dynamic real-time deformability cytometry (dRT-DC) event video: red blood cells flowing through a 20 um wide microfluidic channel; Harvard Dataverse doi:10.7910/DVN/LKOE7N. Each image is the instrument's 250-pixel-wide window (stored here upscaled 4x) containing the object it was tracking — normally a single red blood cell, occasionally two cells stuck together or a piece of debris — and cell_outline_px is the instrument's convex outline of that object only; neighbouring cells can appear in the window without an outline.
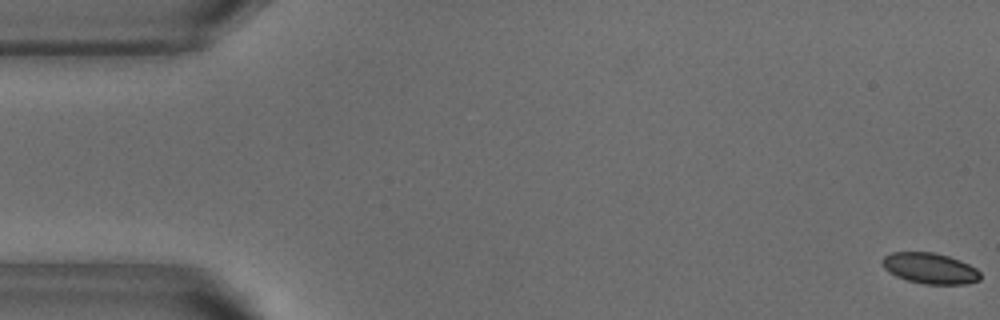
{"species": "common noctule bat (a hibernating species)", "species_latin": "Nyctalus noctula", "temperature_condition": "warm", "stored_images_in_passage": 53, "camera_frame_rate_fps": 3000, "um_per_image_px": 0.085, "animal": {"sex": "male", "body_mass_g": 18.8}, "frame": {"image": 1, "passage_image": 1, "time_ms": 0.0, "image_size_px": [1000, 320], "cell_outline_px": [[980, 280], [964, 284], [924, 284], [908, 280], [896, 276], [888, 272], [884, 268], [880, 260], [884, 256], [892, 252], [936, 252], [960, 260], [976, 268], [980, 272]], "centroid_in_image_um": [79.03, 22.8], "position_along_channel_um": 6.0, "area_um2": 17.69}}
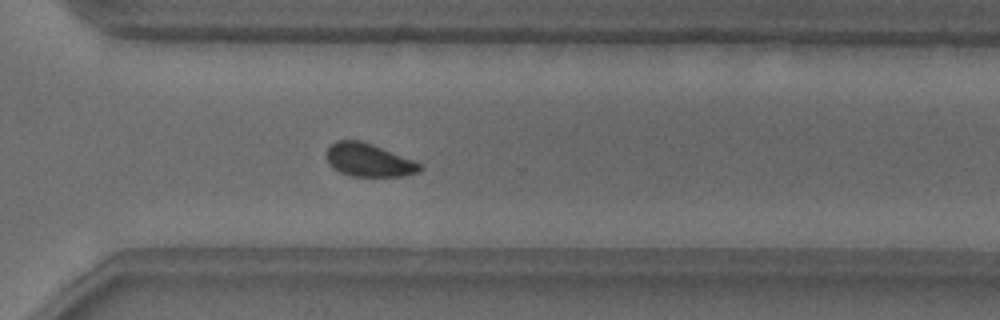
{"frame": {"image": 2, "passage_image": 38, "time_ms": 12.333, "image_size_px": [1000, 320], "cell_outline_px": [[424, 168], [420, 172], [400, 176], [352, 176], [340, 172], [328, 164], [324, 152], [336, 140], [360, 140], [372, 144], [424, 164]], "centroid_in_image_um": [31.35, 13.61], "position_along_channel_um": 339.3, "area_um2": 18.21}}
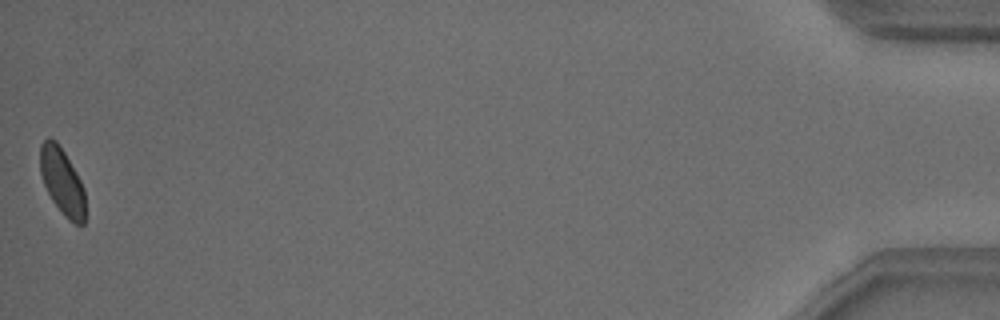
{"frame": {"image": 3, "passage_image": 53, "time_ms": 17.333, "image_size_px": [1000, 320], "cell_outline_px": [[84, 224], [76, 224], [68, 220], [64, 216], [52, 200], [44, 184], [40, 172], [40, 144], [48, 136], [56, 140], [64, 152], [76, 172], [84, 188]], "centroid_in_image_um": [5.26, 15.4], "position_along_channel_um": 429.9, "area_um2": 17.4}, "authors_computed_cell_mechanics": {"area_um2": 18.4382, "velocity_mm_per_s": 3.8116, "shape_relaxation_time_tau1_ms": 4.7553, "shape_relaxation_time_tau2_ms": 3.2003, "deformation_change_tau1": 0.1013, "deformation_change_tau2": 0.0761}}